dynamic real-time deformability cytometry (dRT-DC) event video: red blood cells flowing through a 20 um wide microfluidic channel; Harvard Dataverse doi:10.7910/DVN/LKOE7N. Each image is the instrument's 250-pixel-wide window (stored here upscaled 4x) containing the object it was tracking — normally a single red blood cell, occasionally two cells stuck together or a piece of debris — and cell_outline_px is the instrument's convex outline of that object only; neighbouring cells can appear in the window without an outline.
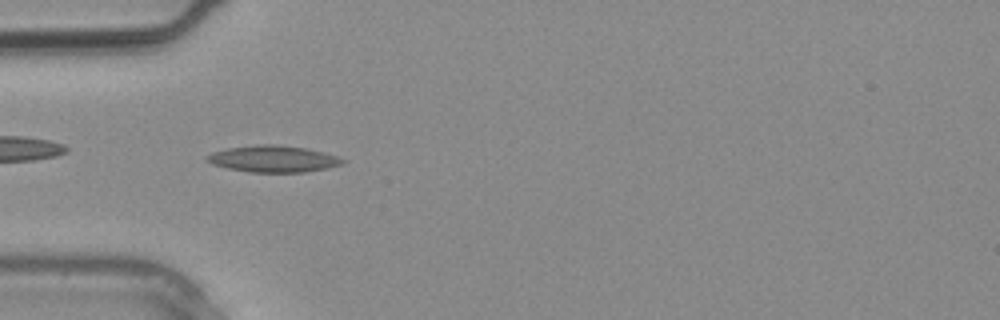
{"species": "common noctule bat (a hibernating species)", "species_latin": "Nyctalus noctula", "temperature_condition": "warm", "stored_images_in_passage": 1, "camera_frame_rate_fps": 3000, "um_per_image_px": 0.085, "animal": {"sex": "male", "body_mass_g": 20.4}, "frame": {"image": 1, "passage_image": 1, "time_ms": 0.0, "image_size_px": [1000, 320], "cell_outline_px": [[348, 160], [344, 164], [304, 172], [248, 172], [228, 168], [212, 164], [204, 160], [204, 156], [212, 152], [228, 148], [256, 144], [276, 144], [304, 148], [336, 156]], "centroid_in_image_um": [23.17, 13.5], "position_along_channel_um": 61.8, "area_um2": 20.98}}